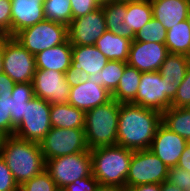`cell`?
I'll use <instances>...</instances> for the list:
<instances>
[{"instance_id":"d6986e66","label":"cell","mask_w":190,"mask_h":191,"mask_svg":"<svg viewBox=\"0 0 190 191\" xmlns=\"http://www.w3.org/2000/svg\"><path fill=\"white\" fill-rule=\"evenodd\" d=\"M153 17L160 21L166 30L186 20L190 0H150Z\"/></svg>"},{"instance_id":"836d02e7","label":"cell","mask_w":190,"mask_h":191,"mask_svg":"<svg viewBox=\"0 0 190 191\" xmlns=\"http://www.w3.org/2000/svg\"><path fill=\"white\" fill-rule=\"evenodd\" d=\"M12 94L0 96V132L6 137L12 136V118L10 114V97Z\"/></svg>"},{"instance_id":"f35d334b","label":"cell","mask_w":190,"mask_h":191,"mask_svg":"<svg viewBox=\"0 0 190 191\" xmlns=\"http://www.w3.org/2000/svg\"><path fill=\"white\" fill-rule=\"evenodd\" d=\"M72 19L85 16L98 9L100 6L95 0H70Z\"/></svg>"},{"instance_id":"ac0fdd59","label":"cell","mask_w":190,"mask_h":191,"mask_svg":"<svg viewBox=\"0 0 190 191\" xmlns=\"http://www.w3.org/2000/svg\"><path fill=\"white\" fill-rule=\"evenodd\" d=\"M190 66V57L183 54H169L158 72L166 85V97L172 102L177 89Z\"/></svg>"},{"instance_id":"681fc988","label":"cell","mask_w":190,"mask_h":191,"mask_svg":"<svg viewBox=\"0 0 190 191\" xmlns=\"http://www.w3.org/2000/svg\"><path fill=\"white\" fill-rule=\"evenodd\" d=\"M5 135L3 133L0 132V156H1V152H2V147H3V143L5 140Z\"/></svg>"},{"instance_id":"d4e9b609","label":"cell","mask_w":190,"mask_h":191,"mask_svg":"<svg viewBox=\"0 0 190 191\" xmlns=\"http://www.w3.org/2000/svg\"><path fill=\"white\" fill-rule=\"evenodd\" d=\"M34 97L32 83L14 84L9 108L12 118V135H14L15 128L21 123L22 117L25 115L26 104Z\"/></svg>"},{"instance_id":"8992f818","label":"cell","mask_w":190,"mask_h":191,"mask_svg":"<svg viewBox=\"0 0 190 191\" xmlns=\"http://www.w3.org/2000/svg\"><path fill=\"white\" fill-rule=\"evenodd\" d=\"M169 167L150 149L133 151L125 188L142 184H161L167 179Z\"/></svg>"},{"instance_id":"8d00e7d4","label":"cell","mask_w":190,"mask_h":191,"mask_svg":"<svg viewBox=\"0 0 190 191\" xmlns=\"http://www.w3.org/2000/svg\"><path fill=\"white\" fill-rule=\"evenodd\" d=\"M0 191H18V184L2 156H0Z\"/></svg>"},{"instance_id":"603a6c76","label":"cell","mask_w":190,"mask_h":191,"mask_svg":"<svg viewBox=\"0 0 190 191\" xmlns=\"http://www.w3.org/2000/svg\"><path fill=\"white\" fill-rule=\"evenodd\" d=\"M104 11L106 29L116 35L134 40L135 33L124 22L127 13V2L112 1L101 6Z\"/></svg>"},{"instance_id":"52a82bcc","label":"cell","mask_w":190,"mask_h":191,"mask_svg":"<svg viewBox=\"0 0 190 191\" xmlns=\"http://www.w3.org/2000/svg\"><path fill=\"white\" fill-rule=\"evenodd\" d=\"M40 147L45 161L90 150L84 128L51 127L40 142Z\"/></svg>"},{"instance_id":"4fadbf2b","label":"cell","mask_w":190,"mask_h":191,"mask_svg":"<svg viewBox=\"0 0 190 191\" xmlns=\"http://www.w3.org/2000/svg\"><path fill=\"white\" fill-rule=\"evenodd\" d=\"M106 30L104 11L100 6L85 16L72 19L68 25V40L72 46L95 45Z\"/></svg>"},{"instance_id":"e0dca14e","label":"cell","mask_w":190,"mask_h":191,"mask_svg":"<svg viewBox=\"0 0 190 191\" xmlns=\"http://www.w3.org/2000/svg\"><path fill=\"white\" fill-rule=\"evenodd\" d=\"M112 99L111 93L104 87L90 81L70 87L68 103L83 110H91Z\"/></svg>"},{"instance_id":"74e56055","label":"cell","mask_w":190,"mask_h":191,"mask_svg":"<svg viewBox=\"0 0 190 191\" xmlns=\"http://www.w3.org/2000/svg\"><path fill=\"white\" fill-rule=\"evenodd\" d=\"M98 186V180L91 173L87 177L76 179L73 183L65 186L61 191H96Z\"/></svg>"},{"instance_id":"7dc6e473","label":"cell","mask_w":190,"mask_h":191,"mask_svg":"<svg viewBox=\"0 0 190 191\" xmlns=\"http://www.w3.org/2000/svg\"><path fill=\"white\" fill-rule=\"evenodd\" d=\"M3 48L4 43H0V74L3 73Z\"/></svg>"},{"instance_id":"2e32d148","label":"cell","mask_w":190,"mask_h":191,"mask_svg":"<svg viewBox=\"0 0 190 191\" xmlns=\"http://www.w3.org/2000/svg\"><path fill=\"white\" fill-rule=\"evenodd\" d=\"M44 19L42 0H11V37Z\"/></svg>"},{"instance_id":"7a4b0ae2","label":"cell","mask_w":190,"mask_h":191,"mask_svg":"<svg viewBox=\"0 0 190 191\" xmlns=\"http://www.w3.org/2000/svg\"><path fill=\"white\" fill-rule=\"evenodd\" d=\"M1 156L18 185L45 170L46 161L40 143L26 141L14 135L7 136L3 143Z\"/></svg>"},{"instance_id":"f907efd6","label":"cell","mask_w":190,"mask_h":191,"mask_svg":"<svg viewBox=\"0 0 190 191\" xmlns=\"http://www.w3.org/2000/svg\"><path fill=\"white\" fill-rule=\"evenodd\" d=\"M96 3L99 5V6H102L104 4H107V3H110L112 2L113 0H95Z\"/></svg>"},{"instance_id":"ee69618b","label":"cell","mask_w":190,"mask_h":191,"mask_svg":"<svg viewBox=\"0 0 190 191\" xmlns=\"http://www.w3.org/2000/svg\"><path fill=\"white\" fill-rule=\"evenodd\" d=\"M127 191H161V184H142L128 188Z\"/></svg>"},{"instance_id":"5bb4252c","label":"cell","mask_w":190,"mask_h":191,"mask_svg":"<svg viewBox=\"0 0 190 191\" xmlns=\"http://www.w3.org/2000/svg\"><path fill=\"white\" fill-rule=\"evenodd\" d=\"M168 48L162 43L132 41L127 64L140 72L158 71L166 57Z\"/></svg>"},{"instance_id":"484cf974","label":"cell","mask_w":190,"mask_h":191,"mask_svg":"<svg viewBox=\"0 0 190 191\" xmlns=\"http://www.w3.org/2000/svg\"><path fill=\"white\" fill-rule=\"evenodd\" d=\"M142 72L126 64L117 88L111 93L118 103H131L138 92Z\"/></svg>"},{"instance_id":"e575fe53","label":"cell","mask_w":190,"mask_h":191,"mask_svg":"<svg viewBox=\"0 0 190 191\" xmlns=\"http://www.w3.org/2000/svg\"><path fill=\"white\" fill-rule=\"evenodd\" d=\"M166 181L174 184L183 191H190V172L178 166L168 169Z\"/></svg>"},{"instance_id":"ffe728a7","label":"cell","mask_w":190,"mask_h":191,"mask_svg":"<svg viewBox=\"0 0 190 191\" xmlns=\"http://www.w3.org/2000/svg\"><path fill=\"white\" fill-rule=\"evenodd\" d=\"M71 60L72 45L69 40L35 55L36 69L53 70L61 73H65L69 69Z\"/></svg>"},{"instance_id":"8fae6325","label":"cell","mask_w":190,"mask_h":191,"mask_svg":"<svg viewBox=\"0 0 190 191\" xmlns=\"http://www.w3.org/2000/svg\"><path fill=\"white\" fill-rule=\"evenodd\" d=\"M34 96L44 99L50 104H67L70 94V85L65 73L36 69L32 80Z\"/></svg>"},{"instance_id":"f546056e","label":"cell","mask_w":190,"mask_h":191,"mask_svg":"<svg viewBox=\"0 0 190 191\" xmlns=\"http://www.w3.org/2000/svg\"><path fill=\"white\" fill-rule=\"evenodd\" d=\"M127 62L108 61L105 67L95 75H89L90 82H94L112 93L118 86Z\"/></svg>"},{"instance_id":"ab89813d","label":"cell","mask_w":190,"mask_h":191,"mask_svg":"<svg viewBox=\"0 0 190 191\" xmlns=\"http://www.w3.org/2000/svg\"><path fill=\"white\" fill-rule=\"evenodd\" d=\"M0 28L11 36V0H0Z\"/></svg>"},{"instance_id":"c3c4849f","label":"cell","mask_w":190,"mask_h":191,"mask_svg":"<svg viewBox=\"0 0 190 191\" xmlns=\"http://www.w3.org/2000/svg\"><path fill=\"white\" fill-rule=\"evenodd\" d=\"M8 37V34L2 28H0V43H4Z\"/></svg>"},{"instance_id":"b9f144b4","label":"cell","mask_w":190,"mask_h":191,"mask_svg":"<svg viewBox=\"0 0 190 191\" xmlns=\"http://www.w3.org/2000/svg\"><path fill=\"white\" fill-rule=\"evenodd\" d=\"M15 82L10 79L5 73L0 74V96L3 93L4 95L12 94V88L14 87Z\"/></svg>"},{"instance_id":"f6af8a7d","label":"cell","mask_w":190,"mask_h":191,"mask_svg":"<svg viewBox=\"0 0 190 191\" xmlns=\"http://www.w3.org/2000/svg\"><path fill=\"white\" fill-rule=\"evenodd\" d=\"M96 191H127V189L120 186L99 185Z\"/></svg>"},{"instance_id":"277c9868","label":"cell","mask_w":190,"mask_h":191,"mask_svg":"<svg viewBox=\"0 0 190 191\" xmlns=\"http://www.w3.org/2000/svg\"><path fill=\"white\" fill-rule=\"evenodd\" d=\"M119 103L113 98L85 112L84 132L89 149L117 145Z\"/></svg>"},{"instance_id":"f5cc1de1","label":"cell","mask_w":190,"mask_h":191,"mask_svg":"<svg viewBox=\"0 0 190 191\" xmlns=\"http://www.w3.org/2000/svg\"><path fill=\"white\" fill-rule=\"evenodd\" d=\"M113 1H123V2H127V1H139V0H113Z\"/></svg>"},{"instance_id":"ba28073f","label":"cell","mask_w":190,"mask_h":191,"mask_svg":"<svg viewBox=\"0 0 190 191\" xmlns=\"http://www.w3.org/2000/svg\"><path fill=\"white\" fill-rule=\"evenodd\" d=\"M45 170L60 190L92 173L90 150L46 160Z\"/></svg>"},{"instance_id":"3957f363","label":"cell","mask_w":190,"mask_h":191,"mask_svg":"<svg viewBox=\"0 0 190 191\" xmlns=\"http://www.w3.org/2000/svg\"><path fill=\"white\" fill-rule=\"evenodd\" d=\"M92 175L99 185L125 187L133 150L114 145L90 150Z\"/></svg>"},{"instance_id":"7402d4cb","label":"cell","mask_w":190,"mask_h":191,"mask_svg":"<svg viewBox=\"0 0 190 191\" xmlns=\"http://www.w3.org/2000/svg\"><path fill=\"white\" fill-rule=\"evenodd\" d=\"M131 43L132 40L106 30L95 46L108 60L127 62Z\"/></svg>"},{"instance_id":"816d5d0a","label":"cell","mask_w":190,"mask_h":191,"mask_svg":"<svg viewBox=\"0 0 190 191\" xmlns=\"http://www.w3.org/2000/svg\"><path fill=\"white\" fill-rule=\"evenodd\" d=\"M186 21L188 22V24L190 26V8H189L188 13H187Z\"/></svg>"},{"instance_id":"4dcf8cb0","label":"cell","mask_w":190,"mask_h":191,"mask_svg":"<svg viewBox=\"0 0 190 191\" xmlns=\"http://www.w3.org/2000/svg\"><path fill=\"white\" fill-rule=\"evenodd\" d=\"M44 17L46 20L68 26L72 21L70 0H43Z\"/></svg>"},{"instance_id":"d6a6232c","label":"cell","mask_w":190,"mask_h":191,"mask_svg":"<svg viewBox=\"0 0 190 191\" xmlns=\"http://www.w3.org/2000/svg\"><path fill=\"white\" fill-rule=\"evenodd\" d=\"M18 191H60L50 174L44 170L39 175L18 185Z\"/></svg>"},{"instance_id":"7c38bea8","label":"cell","mask_w":190,"mask_h":191,"mask_svg":"<svg viewBox=\"0 0 190 191\" xmlns=\"http://www.w3.org/2000/svg\"><path fill=\"white\" fill-rule=\"evenodd\" d=\"M131 103L161 114L172 107V102L166 97L165 81L158 71L142 72L138 92Z\"/></svg>"},{"instance_id":"bcb514c9","label":"cell","mask_w":190,"mask_h":191,"mask_svg":"<svg viewBox=\"0 0 190 191\" xmlns=\"http://www.w3.org/2000/svg\"><path fill=\"white\" fill-rule=\"evenodd\" d=\"M161 191H183V190L165 180L164 182L161 183Z\"/></svg>"},{"instance_id":"d590c367","label":"cell","mask_w":190,"mask_h":191,"mask_svg":"<svg viewBox=\"0 0 190 191\" xmlns=\"http://www.w3.org/2000/svg\"><path fill=\"white\" fill-rule=\"evenodd\" d=\"M190 104V66L187 69L185 78L177 89L176 96L172 101V107L187 108Z\"/></svg>"},{"instance_id":"60d3db41","label":"cell","mask_w":190,"mask_h":191,"mask_svg":"<svg viewBox=\"0 0 190 191\" xmlns=\"http://www.w3.org/2000/svg\"><path fill=\"white\" fill-rule=\"evenodd\" d=\"M65 78L70 87L78 86L89 80V74L72 66L65 72Z\"/></svg>"},{"instance_id":"9c48e42d","label":"cell","mask_w":190,"mask_h":191,"mask_svg":"<svg viewBox=\"0 0 190 191\" xmlns=\"http://www.w3.org/2000/svg\"><path fill=\"white\" fill-rule=\"evenodd\" d=\"M51 127L50 103L34 97L26 104L25 115H23L21 123L15 128L14 136L26 141L40 143Z\"/></svg>"},{"instance_id":"cb8c5ba5","label":"cell","mask_w":190,"mask_h":191,"mask_svg":"<svg viewBox=\"0 0 190 191\" xmlns=\"http://www.w3.org/2000/svg\"><path fill=\"white\" fill-rule=\"evenodd\" d=\"M85 112L71 104H50V122L57 128H84Z\"/></svg>"},{"instance_id":"4316f807","label":"cell","mask_w":190,"mask_h":191,"mask_svg":"<svg viewBox=\"0 0 190 191\" xmlns=\"http://www.w3.org/2000/svg\"><path fill=\"white\" fill-rule=\"evenodd\" d=\"M153 17L150 0L127 1L124 22L136 34Z\"/></svg>"},{"instance_id":"6da1fadb","label":"cell","mask_w":190,"mask_h":191,"mask_svg":"<svg viewBox=\"0 0 190 191\" xmlns=\"http://www.w3.org/2000/svg\"><path fill=\"white\" fill-rule=\"evenodd\" d=\"M162 114L132 103H119L117 145L133 151L149 149Z\"/></svg>"},{"instance_id":"44dd1931","label":"cell","mask_w":190,"mask_h":191,"mask_svg":"<svg viewBox=\"0 0 190 191\" xmlns=\"http://www.w3.org/2000/svg\"><path fill=\"white\" fill-rule=\"evenodd\" d=\"M108 61L95 45L72 46L71 66L89 75L100 72Z\"/></svg>"},{"instance_id":"5b68a950","label":"cell","mask_w":190,"mask_h":191,"mask_svg":"<svg viewBox=\"0 0 190 191\" xmlns=\"http://www.w3.org/2000/svg\"><path fill=\"white\" fill-rule=\"evenodd\" d=\"M14 38L31 54L65 43L68 40V26L42 20L37 24L19 31Z\"/></svg>"},{"instance_id":"f1b7e54d","label":"cell","mask_w":190,"mask_h":191,"mask_svg":"<svg viewBox=\"0 0 190 191\" xmlns=\"http://www.w3.org/2000/svg\"><path fill=\"white\" fill-rule=\"evenodd\" d=\"M162 123L185 140L190 139V110L188 108H168L162 113Z\"/></svg>"},{"instance_id":"83f0119b","label":"cell","mask_w":190,"mask_h":191,"mask_svg":"<svg viewBox=\"0 0 190 191\" xmlns=\"http://www.w3.org/2000/svg\"><path fill=\"white\" fill-rule=\"evenodd\" d=\"M165 45L169 54H183L190 57V26L186 20L167 30Z\"/></svg>"},{"instance_id":"1f68e13d","label":"cell","mask_w":190,"mask_h":191,"mask_svg":"<svg viewBox=\"0 0 190 191\" xmlns=\"http://www.w3.org/2000/svg\"><path fill=\"white\" fill-rule=\"evenodd\" d=\"M166 38L167 30L165 27L160 21L152 17L151 20L135 34L134 41L165 44Z\"/></svg>"},{"instance_id":"9a60e30c","label":"cell","mask_w":190,"mask_h":191,"mask_svg":"<svg viewBox=\"0 0 190 191\" xmlns=\"http://www.w3.org/2000/svg\"><path fill=\"white\" fill-rule=\"evenodd\" d=\"M187 146V140L161 123L149 149L169 168L177 166L180 156Z\"/></svg>"},{"instance_id":"7bdbcfd3","label":"cell","mask_w":190,"mask_h":191,"mask_svg":"<svg viewBox=\"0 0 190 191\" xmlns=\"http://www.w3.org/2000/svg\"><path fill=\"white\" fill-rule=\"evenodd\" d=\"M177 166L190 172V146L188 144L182 152Z\"/></svg>"},{"instance_id":"30bf717a","label":"cell","mask_w":190,"mask_h":191,"mask_svg":"<svg viewBox=\"0 0 190 191\" xmlns=\"http://www.w3.org/2000/svg\"><path fill=\"white\" fill-rule=\"evenodd\" d=\"M35 72V55L9 36L3 48V73L15 83H32Z\"/></svg>"}]
</instances>
